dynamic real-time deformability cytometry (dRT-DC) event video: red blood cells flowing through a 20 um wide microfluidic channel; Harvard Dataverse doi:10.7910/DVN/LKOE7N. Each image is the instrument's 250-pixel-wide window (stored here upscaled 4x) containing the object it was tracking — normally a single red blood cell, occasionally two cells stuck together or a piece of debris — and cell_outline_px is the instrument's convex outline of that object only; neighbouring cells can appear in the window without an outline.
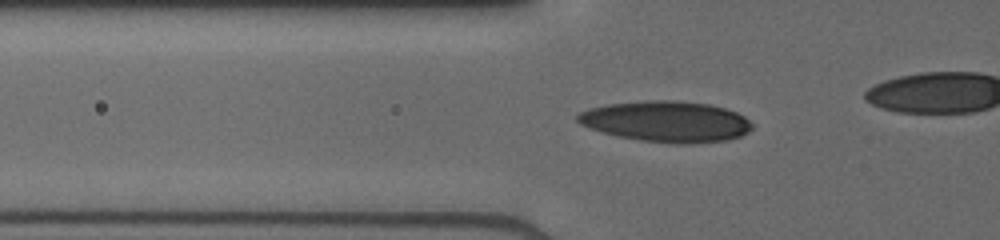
{"species": "human", "species_latin": "Homo sapiens", "temperature_condition": "cold", "stored_images_in_passage": 34, "camera_frame_rate_fps": 3000, "um_per_image_px": 0.085, "donor": {"sex": "male"}, "frame": {"image": 1, "passage_image": 10, "time_ms": 3.0, "image_size_px": [1000, 240], "cell_outline_px": [[752, 128], [748, 132], [740, 136], [728, 140], [692, 144], [672, 144], [640, 140], [616, 136], [588, 128], [580, 124], [576, 120], [576, 116], [580, 112], [592, 108], [608, 104], [652, 100], [672, 100], [708, 104], [724, 108], [736, 112], [744, 116], [752, 124]], "centroid_in_image_um": [56.64, 10.34], "position_along_channel_um": 69.2, "area_um2": 41.67}}
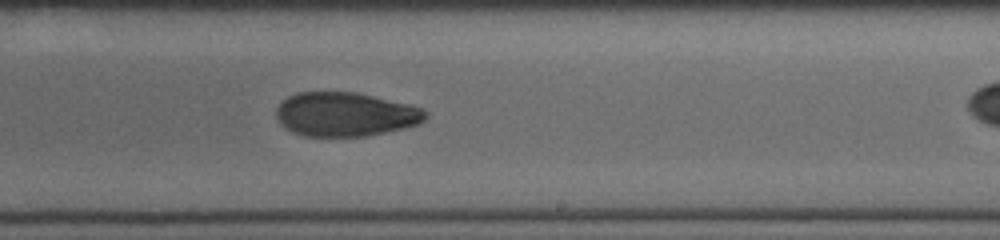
{"frame": {"image": 2, "passage_image": 24, "time_ms": 7.667, "image_size_px": [1000, 240], "cell_outline_px": [[428, 116], [420, 124], [404, 128], [368, 136], [304, 136], [292, 132], [284, 128], [280, 124], [276, 116], [276, 108], [288, 96], [296, 92], [356, 92], [408, 104], [424, 108], [428, 112]], "centroid_in_image_um": [29.36, 9.72], "position_along_channel_um": 259.6, "area_um2": 38.55}}
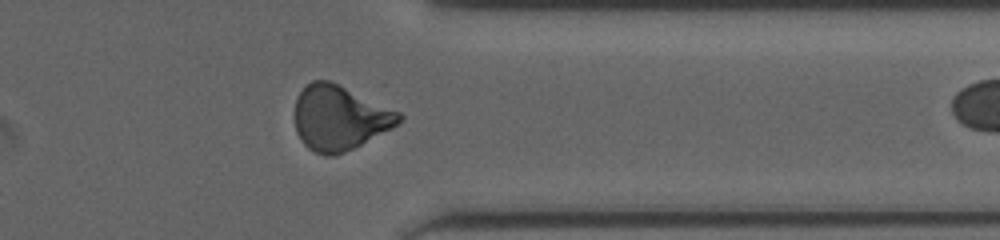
{"frame": {"image": 3, "passage_image": 33, "time_ms": 10.667, "image_size_px": [1000, 240], "cell_outline_px": [[404, 116], [392, 128], [336, 156], [324, 156], [308, 148], [300, 140], [296, 132], [296, 100], [300, 92], [312, 80], [328, 80], [400, 112]], "centroid_in_image_um": [28.84, 10.03], "position_along_channel_um": 382.6, "area_um2": 38.67}}